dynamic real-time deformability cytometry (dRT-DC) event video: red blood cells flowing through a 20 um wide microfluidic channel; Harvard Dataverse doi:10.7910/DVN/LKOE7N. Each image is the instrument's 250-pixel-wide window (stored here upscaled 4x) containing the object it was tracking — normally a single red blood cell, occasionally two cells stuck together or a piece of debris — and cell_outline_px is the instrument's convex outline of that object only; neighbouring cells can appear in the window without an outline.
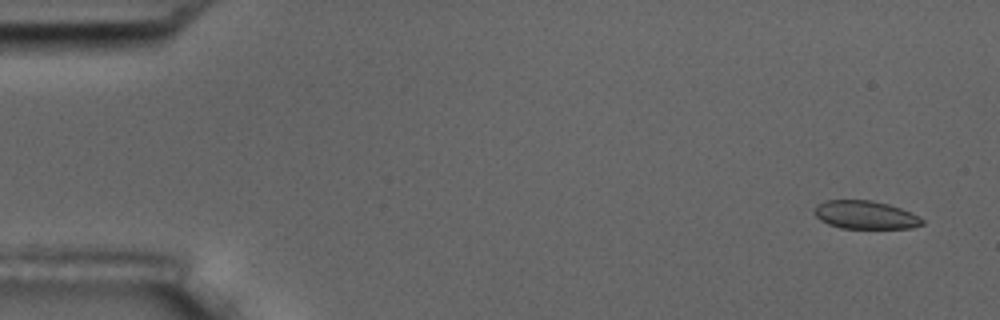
{"species": "common noctule bat (a hibernating species)", "species_latin": "Nyctalus noctula", "temperature_condition": "room temperature", "stored_images_in_passage": 6, "camera_frame_rate_fps": 3000, "um_per_image_px": 0.085, "animal": {"sex": "male", "body_mass_g": 17.5, "forearm_length_mm": 52.3}, "frame": {"image": 1, "passage_image": 1, "time_ms": 0.0, "image_size_px": [1000, 320], "cell_outline_px": [[924, 224], [912, 228], [840, 228], [828, 224], [820, 220], [812, 212], [816, 204], [824, 200], [872, 200], [888, 204], [900, 208], [924, 220]], "centroid_in_image_um": [73.49, 18.26], "position_along_channel_um": 11.5, "area_um2": 17.74}}
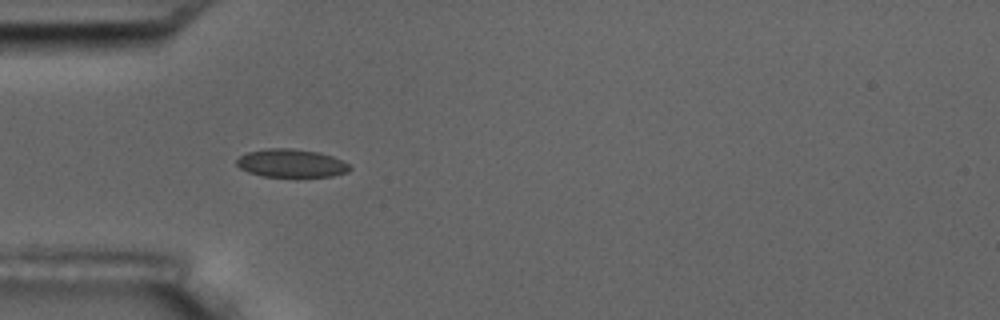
{"frame": {"image": 2, "passage_image": 5, "time_ms": 4.667, "image_size_px": [1000, 320], "cell_outline_px": [[352, 168], [348, 172], [332, 176], [260, 176], [248, 172], [240, 168], [236, 164], [236, 160], [240, 156], [248, 152], [264, 148], [292, 148], [320, 152], [332, 156], [348, 164]], "centroid_in_image_um": [24.74, 13.86], "position_along_channel_um": 60.3, "area_um2": 18.55}}